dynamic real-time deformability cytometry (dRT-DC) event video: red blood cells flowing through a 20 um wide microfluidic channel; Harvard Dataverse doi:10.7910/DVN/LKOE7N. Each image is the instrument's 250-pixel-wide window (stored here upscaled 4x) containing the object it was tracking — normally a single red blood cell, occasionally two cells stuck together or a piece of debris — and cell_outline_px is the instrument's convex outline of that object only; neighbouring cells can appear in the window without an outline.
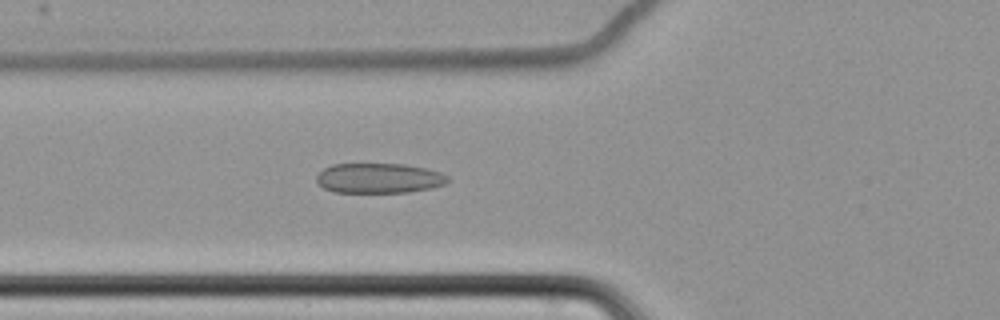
{"species": "common noctule bat (a hibernating species)", "species_latin": "Nyctalus noctula", "temperature_condition": "cold", "stored_images_in_passage": 44, "camera_frame_rate_fps": 3000, "um_per_image_px": 0.085, "animal": {"sex": "female", "body_mass_g": 22.7, "forearm_length_mm": 54.2}, "frame": {"image": 1, "passage_image": 14, "time_ms": 4.333, "image_size_px": [1000, 320], "cell_outline_px": [[448, 180], [444, 184], [432, 188], [408, 192], [332, 192], [324, 188], [316, 180], [316, 176], [324, 168], [332, 164], [404, 164], [428, 168], [440, 172], [448, 176]], "centroid_in_image_um": [32.22, 15.14], "position_along_channel_um": 93.6, "area_um2": 22.95}}
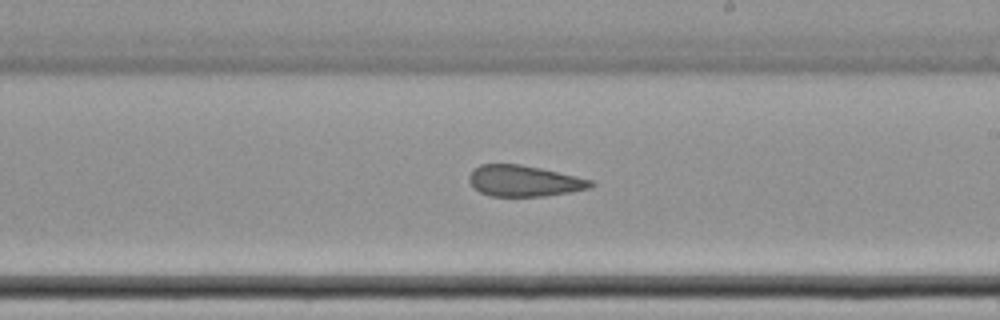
{"frame": {"image": 2, "passage_image": 27, "time_ms": 8.667, "image_size_px": [1000, 320], "cell_outline_px": [[596, 184], [592, 188], [544, 196], [488, 196], [472, 188], [468, 180], [468, 176], [472, 168], [480, 164], [520, 164], [540, 168], [576, 176], [592, 180]], "centroid_in_image_um": [44.5, 15.38], "position_along_channel_um": 244.5, "area_um2": 22.25}}
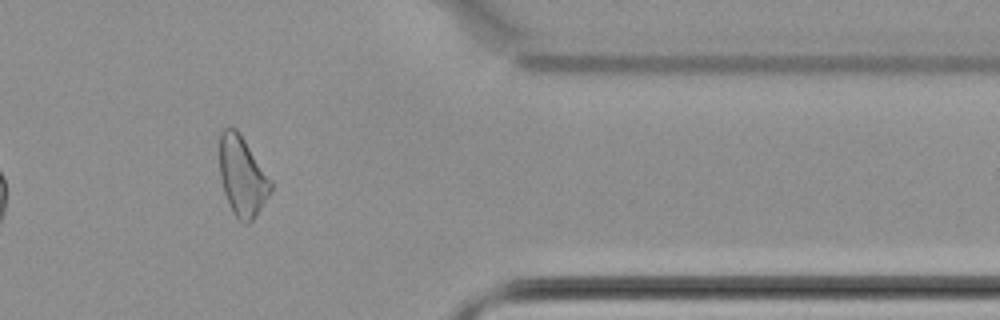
{"frame": {"image": 3, "passage_image": 41, "time_ms": 13.333, "image_size_px": [1000, 320], "cell_outline_px": [[272, 192], [252, 220], [248, 224], [244, 224], [232, 212], [224, 192], [220, 176], [220, 132], [224, 128], [236, 128], [272, 180]], "centroid_in_image_um": [20.6, 14.99], "position_along_channel_um": 390.8, "area_um2": 23.64}, "authors_computed_cell_mechanics": {"area_um2": 23.6113, "velocity_mm_per_s": 3.4804, "shape_relaxation_time_tau1_ms": null, "shape_relaxation_time_tau2_ms": 2.5422, "deformation_change_tau1": null, "deformation_change_tau2": 0.0976}}